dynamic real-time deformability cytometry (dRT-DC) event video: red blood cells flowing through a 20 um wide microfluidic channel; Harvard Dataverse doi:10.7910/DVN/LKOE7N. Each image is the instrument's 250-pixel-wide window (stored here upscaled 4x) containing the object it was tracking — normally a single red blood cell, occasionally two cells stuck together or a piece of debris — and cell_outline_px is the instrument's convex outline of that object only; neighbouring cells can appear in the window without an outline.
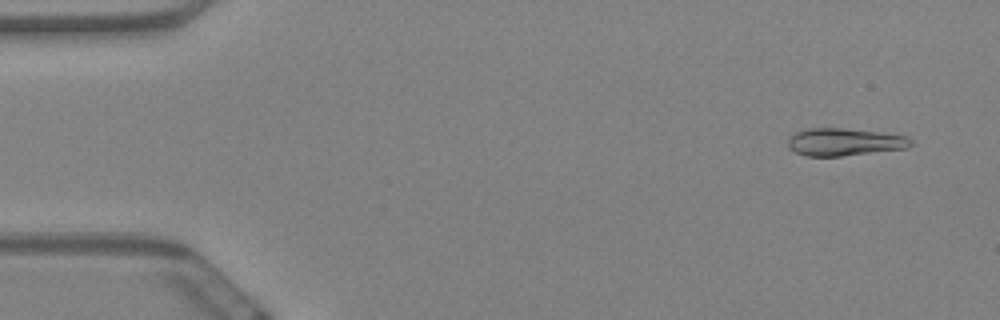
{"species": "Egyptian fruit bat (a non-hibernating species)", "species_latin": "Rousettus aegyptiacus", "temperature_condition": "warm", "stored_images_in_passage": 59, "camera_frame_rate_fps": 3000, "um_per_image_px": 0.085, "animal": {"sex": "female"}, "frame": {"image": 1, "passage_image": 4, "time_ms": 1.0, "image_size_px": [1000, 320], "cell_outline_px": [[912, 144], [908, 148], [840, 156], [808, 156], [796, 152], [788, 148], [788, 140], [796, 132], [808, 128], [844, 128], [880, 132], [908, 136], [912, 140]], "centroid_in_image_um": [71.8, 12.06], "position_along_channel_um": 13.2, "area_um2": 19.65}}
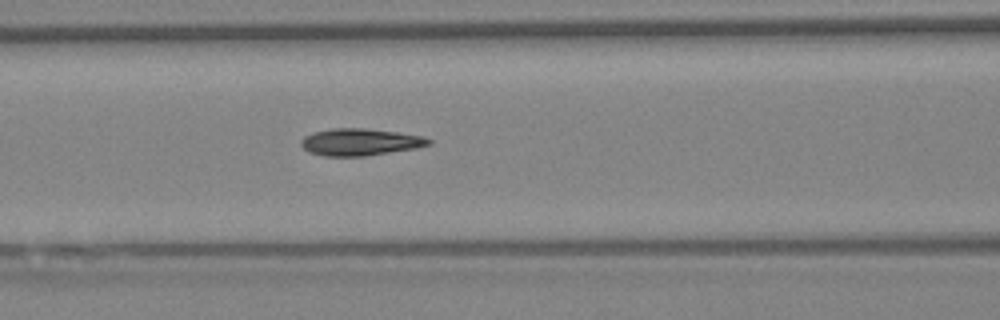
{"frame": {"image": 2, "passage_image": 25, "time_ms": 8.0, "image_size_px": [1000, 320], "cell_outline_px": [[432, 144], [416, 148], [364, 156], [324, 156], [308, 152], [300, 144], [300, 140], [304, 136], [312, 132], [332, 128], [364, 128], [396, 132], [424, 136], [432, 140]], "centroid_in_image_um": [30.59, 12.07], "position_along_channel_um": 136.0, "area_um2": 20.17}}
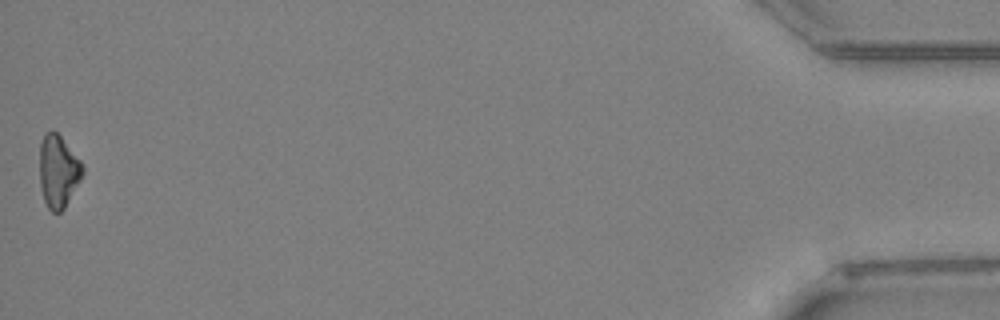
{"frame": {"image": 3, "passage_image": 59, "time_ms": 19.333, "image_size_px": [1000, 320], "cell_outline_px": [[84, 172], [80, 180], [64, 208], [60, 212], [52, 212], [48, 208], [44, 200], [40, 188], [40, 144], [44, 132], [52, 128], [60, 136], [80, 160], [84, 168]], "centroid_in_image_um": [4.93, 14.53], "position_along_channel_um": 430.3, "area_um2": 18.15}, "authors_computed_cell_mechanics": {"area_um2": 19.4786, "velocity_mm_per_s": 3.4629, "shape_relaxation_time_tau1_ms": 6.7423, "shape_relaxation_time_tau2_ms": 3.9698, "deformation_change_tau1": 0.1936, "deformation_change_tau2": 0.0956}}